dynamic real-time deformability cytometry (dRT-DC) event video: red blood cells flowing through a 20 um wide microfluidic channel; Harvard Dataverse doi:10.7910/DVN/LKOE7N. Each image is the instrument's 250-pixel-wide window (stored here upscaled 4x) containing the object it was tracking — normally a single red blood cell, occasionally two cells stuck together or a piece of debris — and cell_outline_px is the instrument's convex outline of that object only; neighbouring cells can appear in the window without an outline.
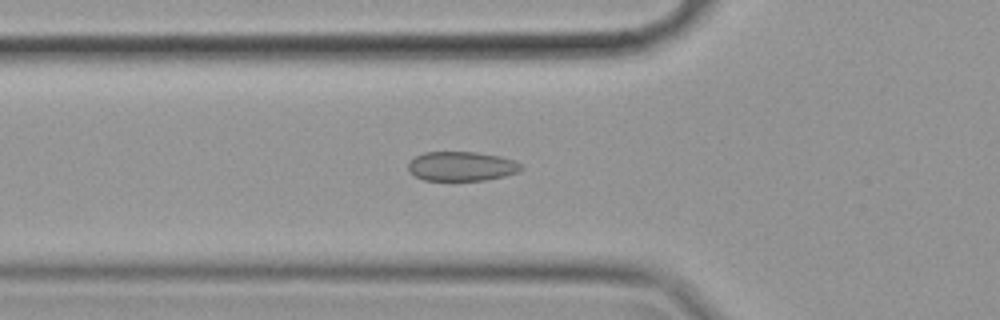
{"species": "common noctule bat (a hibernating species)", "species_latin": "Nyctalus noctula", "temperature_condition": "cold", "stored_images_in_passage": 56, "camera_frame_rate_fps": 3000, "um_per_image_px": 0.085, "animal": {"sex": "female", "body_mass_g": 19.9}, "frame": {"image": 1, "passage_image": 19, "time_ms": 6.0, "image_size_px": [1000, 320], "cell_outline_px": [[524, 168], [520, 172], [504, 176], [484, 180], [424, 180], [416, 176], [408, 168], [408, 164], [416, 156], [424, 152], [476, 152], [500, 156], [516, 160]], "centroid_in_image_um": [39.29, 14.13], "position_along_channel_um": 86.5, "area_um2": 19.31}}
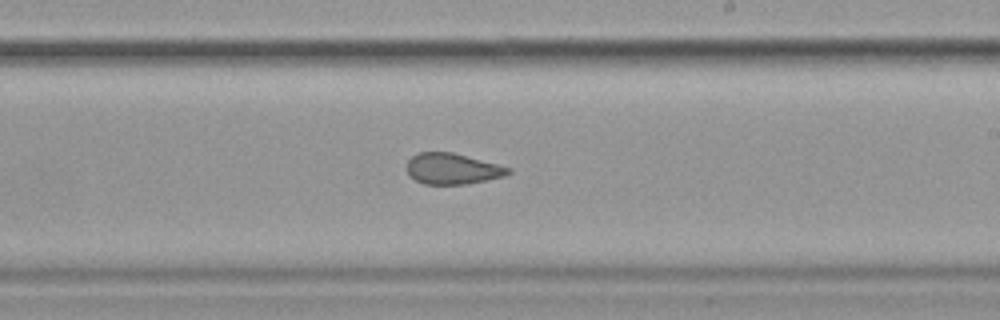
{"frame": {"image": 2, "passage_image": 33, "time_ms": 10.667, "image_size_px": [1000, 320], "cell_outline_px": [[512, 172], [504, 176], [464, 184], [424, 184], [416, 180], [404, 168], [408, 160], [412, 156], [420, 152], [452, 152], [512, 168]], "centroid_in_image_um": [38.43, 14.34], "position_along_channel_um": 250.6, "area_um2": 18.15}}
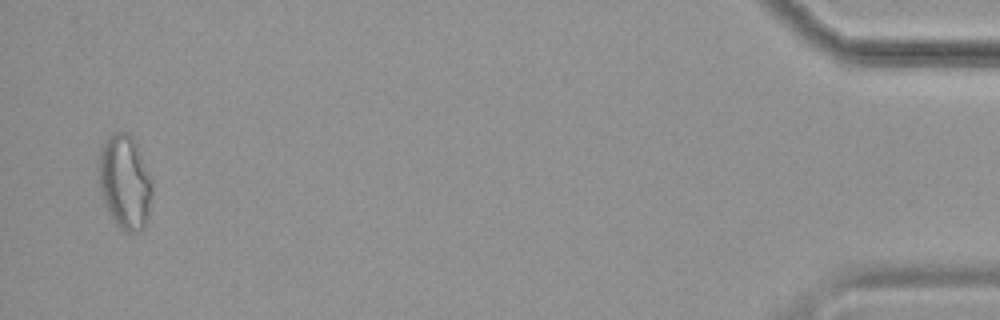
{"frame": {"image": 3, "passage_image": 55, "time_ms": 18.0, "image_size_px": [1000, 320], "cell_outline_px": [[152, 196], [148, 216], [144, 228], [140, 232], [128, 232], [120, 228], [116, 224], [104, 200], [100, 188], [100, 152], [104, 140], [112, 132], [128, 132], [132, 136], [136, 144], [152, 180]], "centroid_in_image_um": [10.64, 15.47], "position_along_channel_um": 424.6, "area_um2": 28.96}, "authors_computed_cell_mechanics": {"area_um2": 21.3282, "velocity_mm_per_s": 3.512, "shape_relaxation_time_tau1_ms": null, "shape_relaxation_time_tau2_ms": 1.6328, "deformation_change_tau1": null, "deformation_change_tau2": 0.0666}}